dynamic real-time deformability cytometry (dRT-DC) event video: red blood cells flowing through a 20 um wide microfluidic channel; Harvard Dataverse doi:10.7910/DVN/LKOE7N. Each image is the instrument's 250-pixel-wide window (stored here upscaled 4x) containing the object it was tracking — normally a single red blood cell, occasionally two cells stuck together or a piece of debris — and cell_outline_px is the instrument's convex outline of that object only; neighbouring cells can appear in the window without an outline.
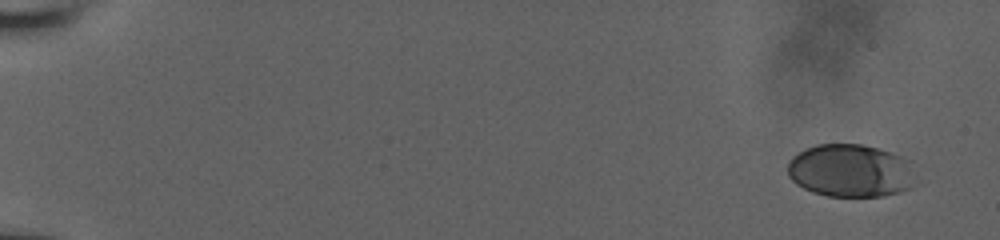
{"species": "human", "species_latin": "Homo sapiens", "temperature_condition": "room temperature", "stored_images_in_passage": 15, "camera_frame_rate_fps": 3000, "um_per_image_px": 0.085, "donor": {"sex": "male"}, "frame": {"image": 1, "passage_image": 1, "time_ms": 0.0, "image_size_px": [1000, 240], "cell_outline_px": [[912, 160], [908, 188], [884, 196], [828, 196], [812, 192], [796, 184], [788, 176], [788, 164], [792, 156], [804, 148], [816, 144], [860, 144], [876, 148]], "centroid_in_image_um": [72.2, 14.49], "position_along_channel_um": 12.8, "area_um2": 39.02}}
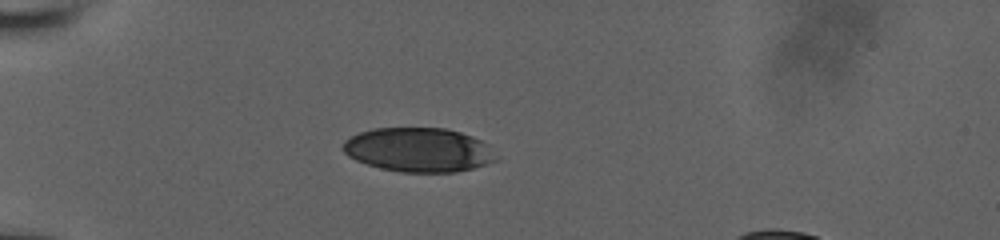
{"frame": {"image": 2, "passage_image": 11, "time_ms": 5.0, "image_size_px": [1000, 240], "cell_outline_px": [[496, 160], [472, 168], [456, 172], [400, 172], [380, 168], [356, 160], [348, 156], [344, 152], [344, 140], [360, 132], [372, 128], [444, 128], [460, 132], [472, 136], [488, 144]], "centroid_in_image_um": [35.55, 12.73], "position_along_channel_um": 49.4, "area_um2": 39.07}}
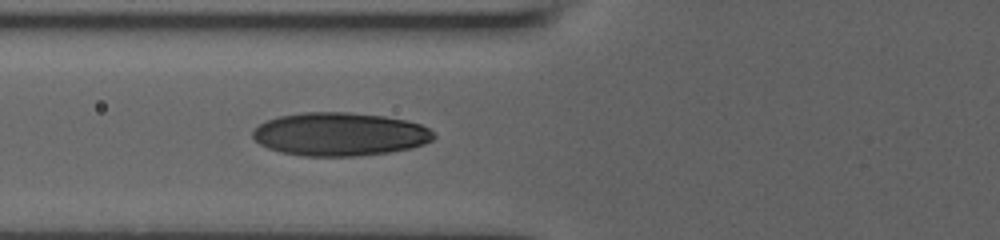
{"frame": {"image": 3, "passage_image": 15, "time_ms": 7.0, "image_size_px": [1000, 240], "cell_outline_px": [[436, 136], [432, 140], [424, 144], [412, 148], [388, 152], [356, 156], [300, 156], [280, 152], [268, 148], [260, 144], [252, 136], [252, 132], [260, 124], [268, 120], [280, 116], [304, 112], [348, 112], [384, 116], [408, 120], [420, 124], [428, 128]], "centroid_in_image_um": [28.89, 11.41], "position_along_channel_um": 96.9, "area_um2": 45.72}}